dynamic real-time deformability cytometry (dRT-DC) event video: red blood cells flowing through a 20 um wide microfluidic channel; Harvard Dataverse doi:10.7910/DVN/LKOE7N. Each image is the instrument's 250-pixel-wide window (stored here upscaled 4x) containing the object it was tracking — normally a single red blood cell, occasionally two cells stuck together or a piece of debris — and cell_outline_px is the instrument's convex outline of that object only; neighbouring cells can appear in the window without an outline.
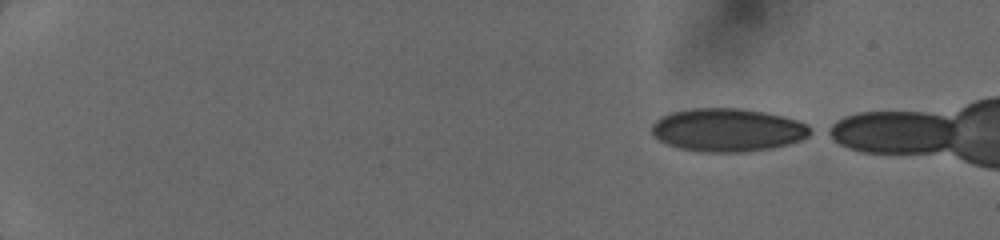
{"species": "human", "species_latin": "Homo sapiens", "temperature_condition": "cold", "stored_images_in_passage": 7, "camera_frame_rate_fps": 3000, "um_per_image_px": 0.085, "donor": {"sex": "female"}, "frame": {"image": 1, "passage_image": 1, "time_ms": 0.0, "image_size_px": [1000, 240], "cell_outline_px": [[816, 132], [800, 140], [788, 144], [772, 148], [744, 152], [700, 152], [676, 148], [660, 140], [652, 132], [652, 124], [660, 116], [672, 112], [692, 108], [740, 108], [764, 112], [784, 116], [796, 120], [812, 128]], "centroid_in_image_um": [61.86, 11.05], "position_along_channel_um": 23.1, "area_um2": 40.06}}
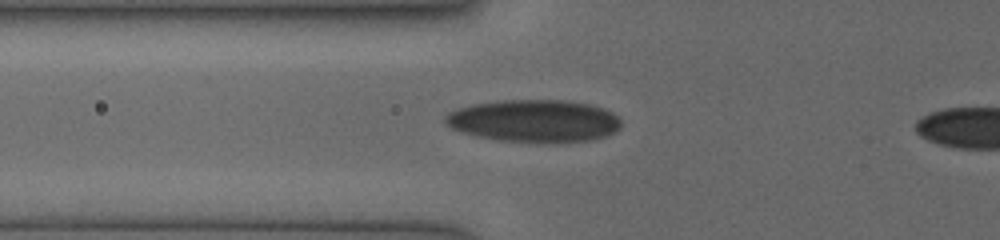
{"frame": {"image": 2, "passage_image": 6, "time_ms": 4.667, "image_size_px": [1000, 240], "cell_outline_px": [[620, 128], [616, 132], [592, 140], [556, 144], [528, 144], [496, 140], [476, 136], [460, 132], [444, 124], [444, 116], [448, 112], [456, 108], [472, 104], [500, 100], [568, 100], [588, 104], [604, 108], [612, 112], [620, 120]], "centroid_in_image_um": [45.38, 10.31], "position_along_channel_um": 80.4, "area_um2": 44.74}}